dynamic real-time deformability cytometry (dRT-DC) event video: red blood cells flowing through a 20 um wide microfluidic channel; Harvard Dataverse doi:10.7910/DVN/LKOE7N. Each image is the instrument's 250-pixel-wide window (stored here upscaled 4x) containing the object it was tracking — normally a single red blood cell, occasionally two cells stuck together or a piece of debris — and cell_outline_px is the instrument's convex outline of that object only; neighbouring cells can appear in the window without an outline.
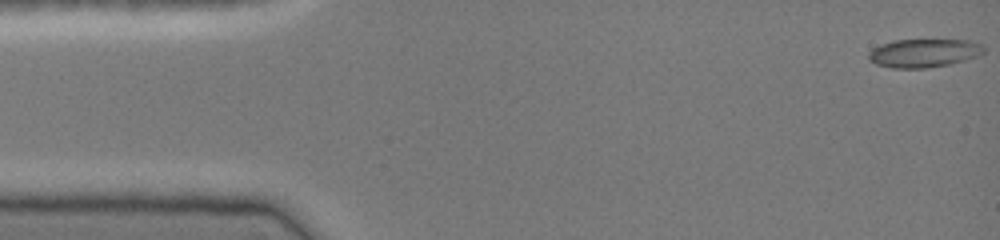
{"species": "common noctule bat (a hibernating species)", "species_latin": "Nyctalus noctula", "temperature_condition": "cold", "stored_images_in_passage": 46, "camera_frame_rate_fps": 3000, "um_per_image_px": 0.085, "animal": {"sex": "female", "body_mass_g": 19.0, "forearm_length_mm": 51.5}, "frame": {"image": 1, "passage_image": 1, "time_ms": 0.0, "image_size_px": [1000, 240], "cell_outline_px": [[984, 52], [980, 56], [948, 64], [928, 68], [892, 68], [876, 64], [868, 60], [868, 52], [872, 48], [880, 44], [892, 40], [972, 40], [984, 44]], "centroid_in_image_um": [78.53, 4.5], "position_along_channel_um": 6.5, "area_um2": 19.36}}
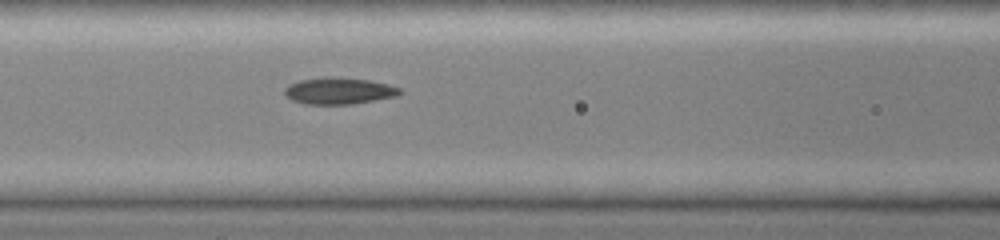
{"frame": {"image": 2, "passage_image": 19, "time_ms": 6.0, "image_size_px": [1000, 240], "cell_outline_px": [[404, 92], [396, 96], [352, 104], [304, 104], [292, 100], [284, 96], [284, 88], [300, 80], [328, 76], [368, 80], [388, 84], [400, 88]], "centroid_in_image_um": [28.8, 7.73], "position_along_channel_um": 137.8, "area_um2": 17.86}}
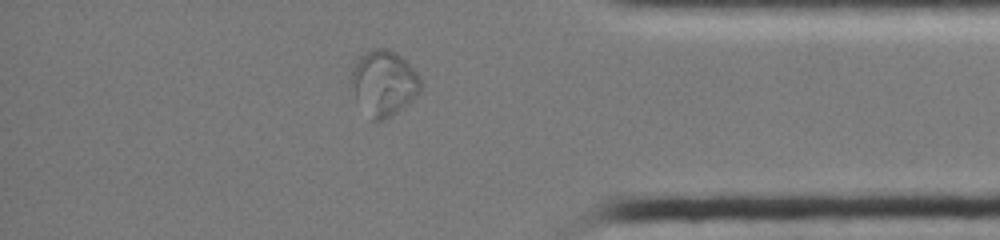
{"frame": {"image": 3, "passage_image": 39, "time_ms": 12.667, "image_size_px": [1000, 240], "cell_outline_px": [[420, 92], [416, 96], [392, 116], [376, 124], [356, 104], [352, 80], [352, 60], [356, 56], [372, 48], [388, 48], [396, 52], [416, 72], [420, 80]], "centroid_in_image_um": [32.56, 7.06], "position_along_channel_um": 402.6, "area_um2": 26.82}}